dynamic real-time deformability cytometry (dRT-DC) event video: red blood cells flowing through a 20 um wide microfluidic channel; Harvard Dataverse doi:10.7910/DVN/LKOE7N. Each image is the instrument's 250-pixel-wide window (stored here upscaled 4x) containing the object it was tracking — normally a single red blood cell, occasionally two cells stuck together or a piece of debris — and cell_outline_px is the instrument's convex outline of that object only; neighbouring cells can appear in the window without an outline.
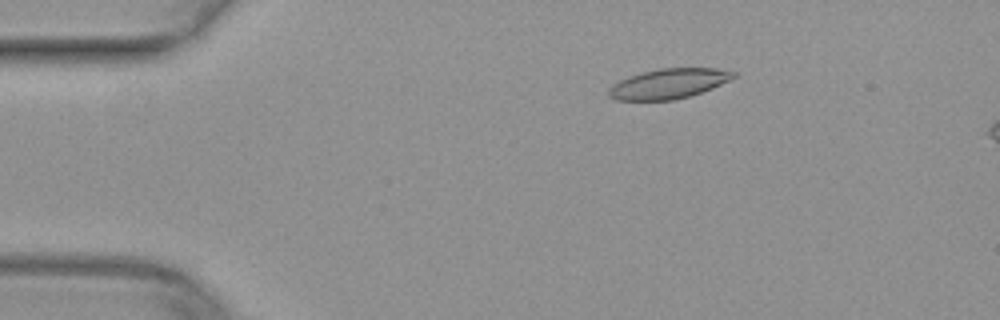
{"species": "common noctule bat (a hibernating species)", "species_latin": "Nyctalus noctula", "temperature_condition": "warm", "stored_images_in_passage": 13, "camera_frame_rate_fps": 3000, "um_per_image_px": 0.085, "animal": {"sex": "female", "body_mass_g": 29.2, "forearm_length_mm": 56.3}, "frame": {"image": 1, "passage_image": 8, "time_ms": 2.333, "image_size_px": [1000, 320], "cell_outline_px": [[736, 76], [712, 88], [688, 96], [672, 100], [616, 100], [608, 96], [608, 88], [612, 84], [628, 76], [640, 72], [660, 68], [716, 68], [736, 72]], "centroid_in_image_um": [56.78, 7.1], "position_along_channel_um": 28.2, "area_um2": 21.73}}